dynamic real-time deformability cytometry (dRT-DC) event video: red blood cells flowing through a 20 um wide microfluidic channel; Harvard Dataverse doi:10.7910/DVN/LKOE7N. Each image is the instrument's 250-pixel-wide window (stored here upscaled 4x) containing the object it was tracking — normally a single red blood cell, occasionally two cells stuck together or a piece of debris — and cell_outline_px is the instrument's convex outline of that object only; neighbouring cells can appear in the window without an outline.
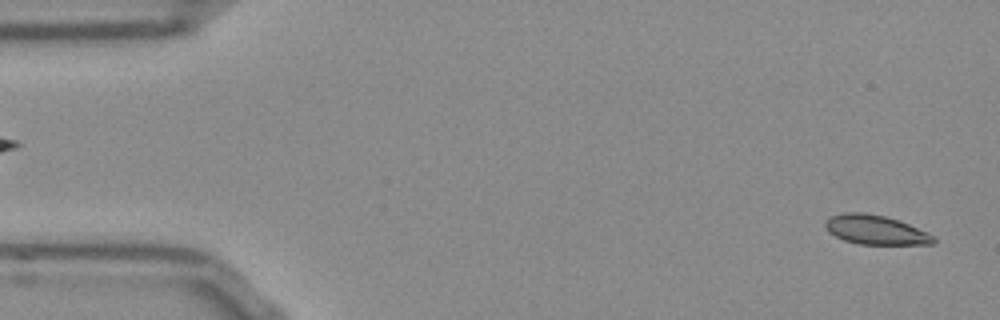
{"species": "Egyptian fruit bat (a non-hibernating species)", "species_latin": "Rousettus aegyptiacus", "temperature_condition": "room temperature", "stored_images_in_passage": 54, "camera_frame_rate_fps": 3000, "um_per_image_px": 0.085, "frame": {"image": 1, "passage_image": 2, "time_ms": 0.333, "image_size_px": [1000, 320], "cell_outline_px": [[936, 240], [932, 244], [860, 244], [844, 240], [828, 232], [824, 228], [824, 224], [832, 216], [844, 212], [864, 212], [884, 216], [908, 224], [932, 236]], "centroid_in_image_um": [74.36, 19.53], "position_along_channel_um": 10.6, "area_um2": 18.09}}
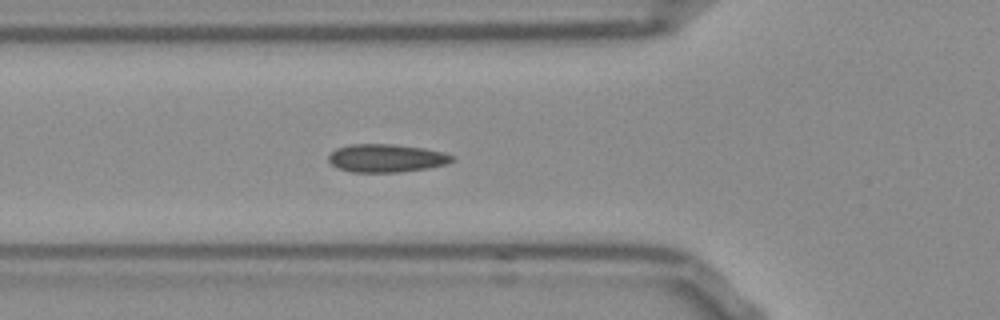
{"frame": {"image": 2, "passage_image": 18, "time_ms": 5.667, "image_size_px": [1000, 320], "cell_outline_px": [[456, 160], [448, 164], [428, 168], [400, 172], [352, 172], [340, 168], [332, 164], [328, 160], [328, 156], [336, 148], [352, 144], [392, 144], [424, 148], [444, 152], [456, 156]], "centroid_in_image_um": [32.91, 13.44], "position_along_channel_um": 92.9, "area_um2": 20.35}}
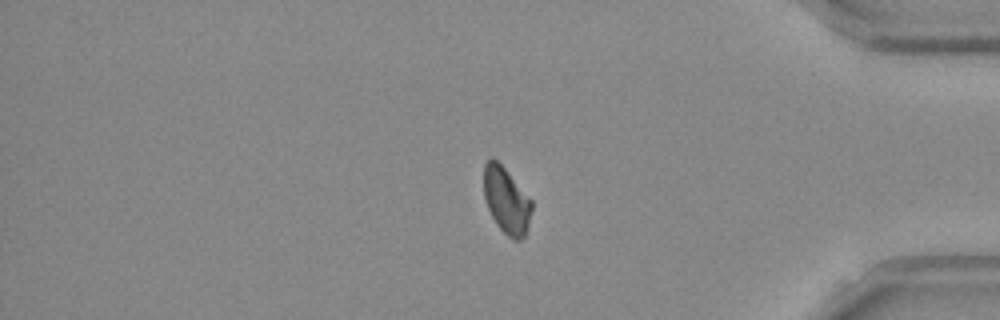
{"frame": {"image": 3, "passage_image": 44, "time_ms": 14.333, "image_size_px": [1000, 320], "cell_outline_px": [[532, 208], [528, 224], [524, 236], [520, 240], [512, 240], [496, 224], [488, 208], [484, 196], [484, 164], [488, 160], [496, 160], [504, 168], [532, 200]], "centroid_in_image_um": [43.04, 17.06], "position_along_channel_um": 392.2, "area_um2": 18.15}, "authors_computed_cell_mechanics": {"area_um2": 18.8139, "velocity_mm_per_s": 3.7806, "shape_relaxation_time_tau1_ms": null, "shape_relaxation_time_tau2_ms": 3.544, "deformation_change_tau1": null, "deformation_change_tau2": 0.0469}}